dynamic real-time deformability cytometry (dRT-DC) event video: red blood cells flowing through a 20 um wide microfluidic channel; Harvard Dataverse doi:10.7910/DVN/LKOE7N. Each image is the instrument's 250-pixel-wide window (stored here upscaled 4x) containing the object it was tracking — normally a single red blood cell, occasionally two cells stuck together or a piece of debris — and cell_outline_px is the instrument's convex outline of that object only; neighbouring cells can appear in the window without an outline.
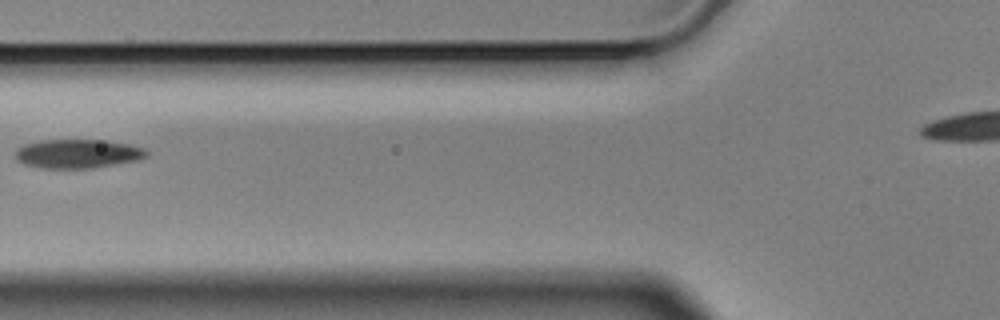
{"species": "Egyptian fruit bat (a non-hibernating species)", "species_latin": "Rousettus aegyptiacus", "temperature_condition": "cold", "stored_images_in_passage": 8, "segment_of_instrument_passage": [1, 2], "camera_frame_rate_fps": 3000, "um_per_image_px": 0.085, "animal": {"sex": "male"}, "frame": {"image": 1, "passage_image": 2, "time_ms": 0.333, "image_size_px": [1000, 320], "cell_outline_px": [[148, 152], [144, 156], [136, 160], [92, 168], [40, 168], [24, 164], [16, 156], [16, 148], [24, 144], [40, 140], [108, 140], [148, 148]], "centroid_in_image_um": [6.6, 13.05], "position_along_channel_um": 119.2, "area_um2": 22.02}}
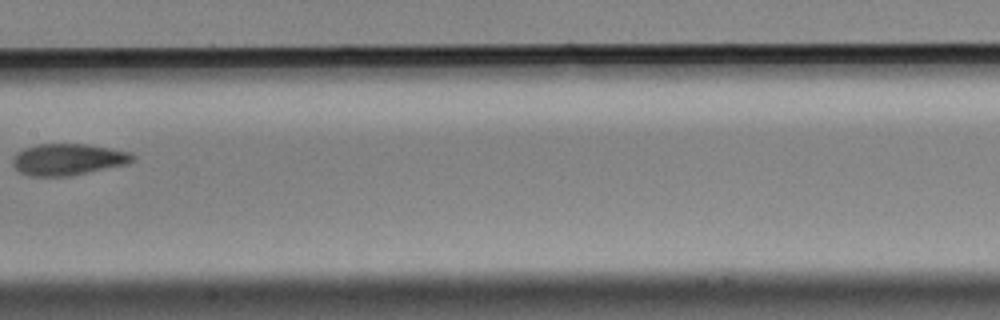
{"frame": {"image": 2, "passage_image": 4, "time_ms": 1.0, "image_size_px": [1000, 320], "cell_outline_px": [[136, 156], [128, 164], [72, 176], [28, 176], [20, 172], [12, 164], [12, 156], [16, 152], [24, 148], [36, 144], [88, 144], [132, 152]], "centroid_in_image_um": [5.78, 13.55], "position_along_channel_um": 201.6, "area_um2": 22.37}}
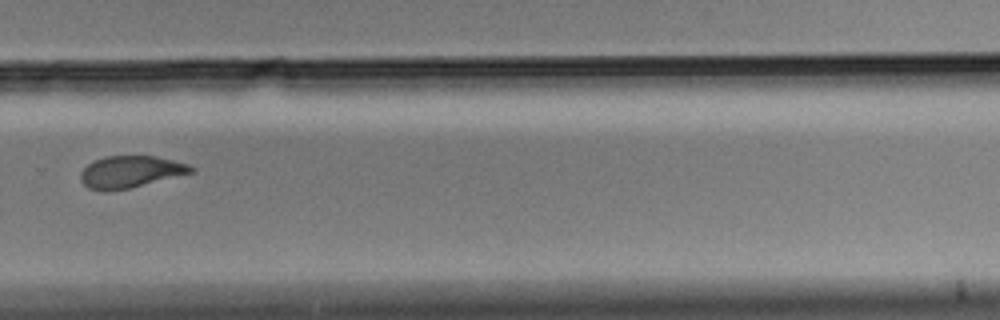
{"frame": {"image": 3, "passage_image": 7, "time_ms": 2.0, "image_size_px": [1000, 320], "cell_outline_px": [[196, 168], [192, 172], [128, 188], [108, 192], [100, 192], [88, 188], [80, 180], [80, 172], [88, 164], [104, 156], [156, 156], [188, 164]], "centroid_in_image_um": [11.03, 14.61], "position_along_channel_um": 318.8, "area_um2": 20.4}}